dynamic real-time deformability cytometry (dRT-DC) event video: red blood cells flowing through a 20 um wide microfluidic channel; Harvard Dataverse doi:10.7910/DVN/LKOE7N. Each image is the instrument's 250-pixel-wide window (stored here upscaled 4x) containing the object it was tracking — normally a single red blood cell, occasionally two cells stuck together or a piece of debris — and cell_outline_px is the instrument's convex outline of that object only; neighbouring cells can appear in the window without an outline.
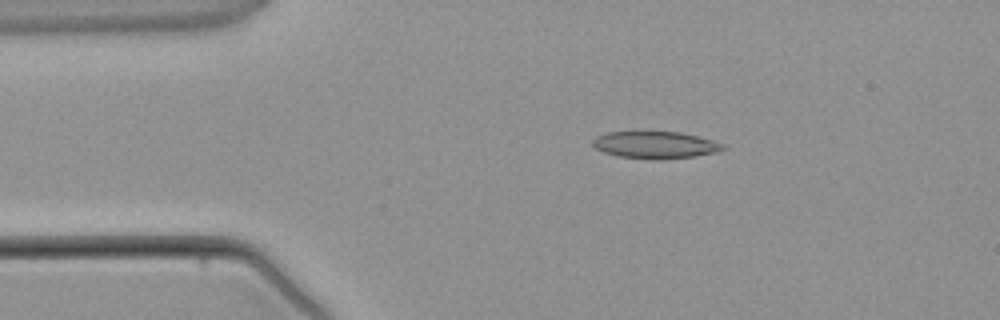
{"species": "common noctule bat (a hibernating species)", "species_latin": "Nyctalus noctula", "temperature_condition": "warm", "stored_images_in_passage": 3, "camera_frame_rate_fps": 3000, "um_per_image_px": 0.085, "animal": {"sex": "male", "body_mass_g": 21.5, "forearm_length_mm": 52.0}, "frame": {"image": 1, "passage_image": 2, "time_ms": 1.0, "image_size_px": [1000, 320], "cell_outline_px": [[728, 148], [720, 152], [696, 156], [660, 160], [652, 160], [616, 156], [604, 152], [596, 148], [592, 144], [592, 140], [596, 136], [608, 132], [680, 132], [712, 140], [724, 144]], "centroid_in_image_um": [55.73, 12.34], "position_along_channel_um": 29.3, "area_um2": 20.81}}